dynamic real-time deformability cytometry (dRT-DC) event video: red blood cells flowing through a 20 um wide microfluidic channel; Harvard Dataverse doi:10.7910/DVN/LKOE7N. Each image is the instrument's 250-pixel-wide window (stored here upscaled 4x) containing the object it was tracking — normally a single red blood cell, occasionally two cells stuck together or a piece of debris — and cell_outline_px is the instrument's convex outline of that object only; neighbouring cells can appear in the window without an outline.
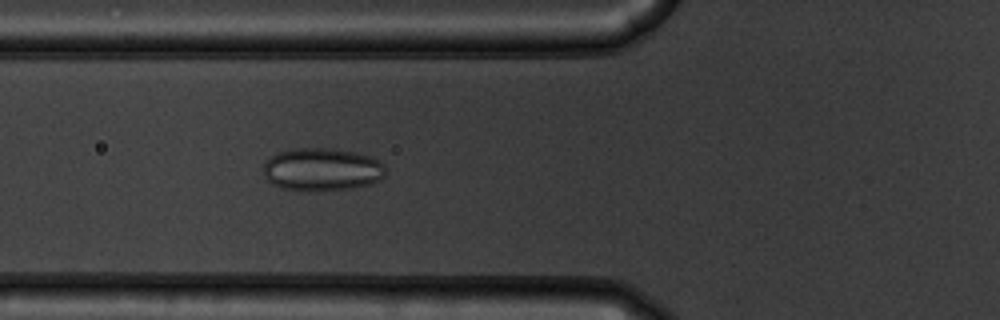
{"species": "common noctule bat (a hibernating species)", "species_latin": "Nyctalus noctula", "temperature_condition": "warm", "stored_images_in_passage": 52, "camera_frame_rate_fps": 3000, "um_per_image_px": 0.085, "animal": {"sex": "male", "body_mass_g": 19.5, "forearm_length_mm": 54.6}, "frame": {"image": 1, "passage_image": 20, "time_ms": 6.333, "image_size_px": [1000, 320], "cell_outline_px": [[384, 176], [380, 180], [372, 184], [352, 188], [316, 192], [280, 188], [272, 184], [264, 176], [264, 164], [276, 152], [292, 148], [328, 148], [356, 152], [372, 156], [380, 160], [384, 164]], "centroid_in_image_um": [27.38, 14.41], "position_along_channel_um": 98.4, "area_um2": 31.04}}
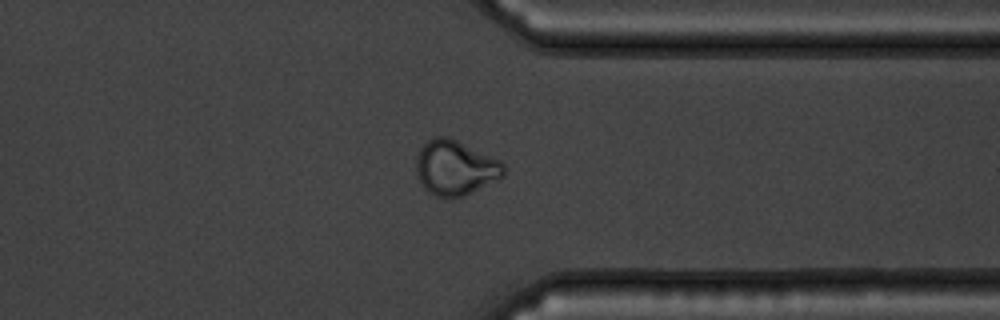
{"frame": {"image": 2, "passage_image": 42, "time_ms": 13.667, "image_size_px": [1000, 320], "cell_outline_px": [[504, 176], [464, 196], [436, 196], [428, 192], [424, 188], [416, 172], [416, 156], [420, 148], [428, 140], [436, 136], [448, 136], [500, 160], [504, 164]], "centroid_in_image_um": [38.68, 14.24], "position_along_channel_um": 372.7, "area_um2": 27.74}}
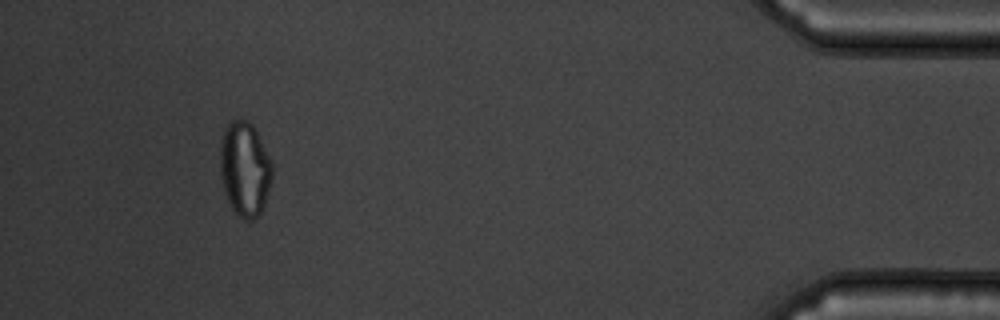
{"frame": {"image": 3, "passage_image": 50, "time_ms": 16.333, "image_size_px": [1000, 320], "cell_outline_px": [[272, 176], [268, 192], [260, 216], [252, 220], [244, 220], [232, 208], [228, 200], [224, 188], [220, 172], [220, 140], [224, 128], [232, 120], [248, 120], [252, 124], [272, 160]], "centroid_in_image_um": [20.81, 14.35], "position_along_channel_um": 414.4, "area_um2": 28.73}}